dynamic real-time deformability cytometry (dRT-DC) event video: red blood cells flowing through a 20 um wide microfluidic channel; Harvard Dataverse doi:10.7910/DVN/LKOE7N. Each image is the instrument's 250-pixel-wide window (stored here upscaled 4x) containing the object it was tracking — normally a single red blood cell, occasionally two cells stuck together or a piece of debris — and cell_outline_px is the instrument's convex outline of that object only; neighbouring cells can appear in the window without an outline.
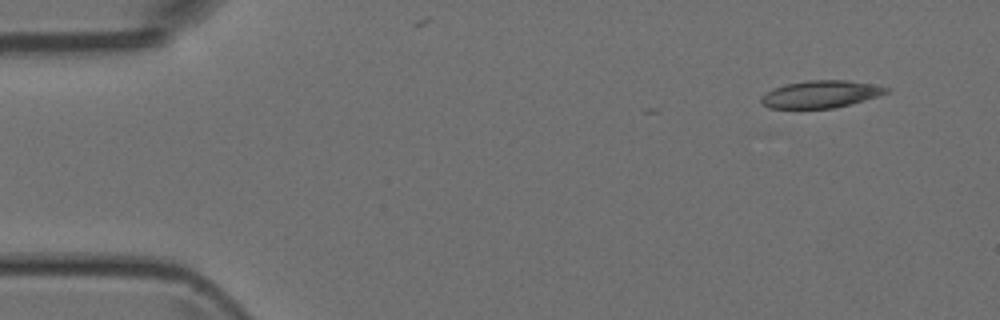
{"species": "Egyptian fruit bat (a non-hibernating species)", "species_latin": "Rousettus aegyptiacus", "temperature_condition": "room temperature", "stored_images_in_passage": 2, "camera_frame_rate_fps": 3000, "um_per_image_px": 0.085, "animal": {"sex": "female"}, "frame": {"image": 1, "passage_image": 1, "time_ms": 0.0, "image_size_px": [1000, 320], "cell_outline_px": [[892, 88], [888, 92], [864, 100], [832, 108], [768, 108], [760, 104], [760, 96], [784, 84], [808, 80], [848, 80]], "centroid_in_image_um": [69.72, 8.0], "position_along_channel_um": 15.3, "area_um2": 19.71}}